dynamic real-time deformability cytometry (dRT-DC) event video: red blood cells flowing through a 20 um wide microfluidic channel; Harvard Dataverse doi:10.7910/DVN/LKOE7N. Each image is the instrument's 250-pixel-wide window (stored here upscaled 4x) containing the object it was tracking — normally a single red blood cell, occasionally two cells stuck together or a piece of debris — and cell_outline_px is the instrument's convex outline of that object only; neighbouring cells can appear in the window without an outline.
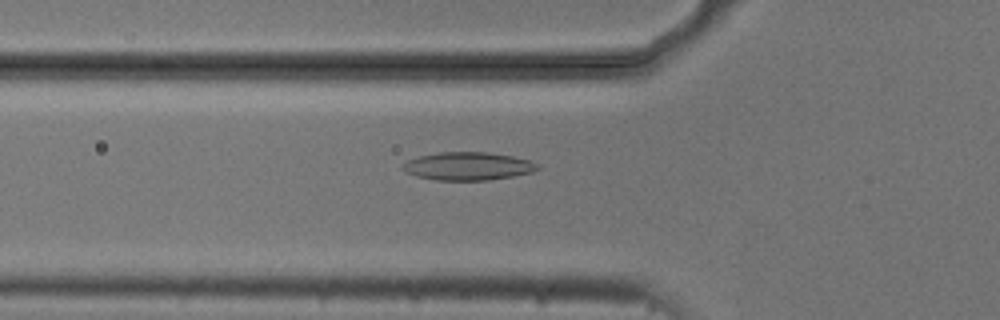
{"species": "common noctule bat (a hibernating species)", "species_latin": "Nyctalus noctula", "temperature_condition": "cold", "stored_images_in_passage": 49, "camera_frame_rate_fps": 3000, "um_per_image_px": 0.085, "animal": {"sex": "male", "body_mass_g": 20.5, "forearm_length_mm": 52.5}, "frame": {"image": 1, "passage_image": 14, "time_ms": 4.333, "image_size_px": [1000, 320], "cell_outline_px": [[540, 168], [532, 172], [512, 176], [488, 180], [436, 180], [416, 176], [404, 172], [400, 168], [400, 164], [408, 160], [420, 156], [440, 152], [488, 152], [512, 156], [532, 160], [540, 164]], "centroid_in_image_um": [39.77, 14.12], "position_along_channel_um": 86.0, "area_um2": 22.25}}
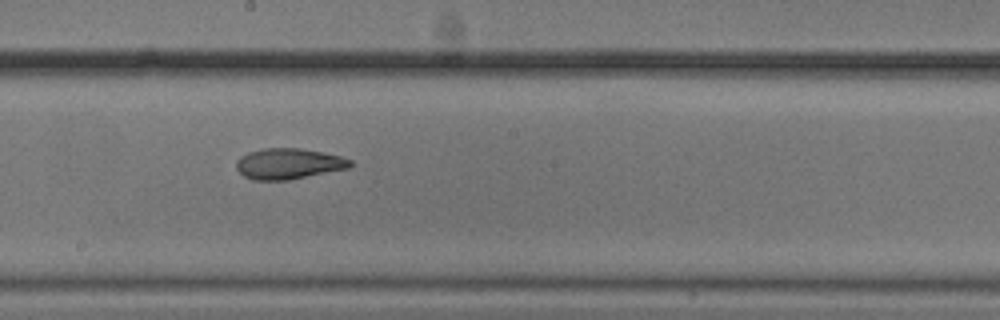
{"frame": {"image": 2, "passage_image": 25, "time_ms": 8.0, "image_size_px": [1000, 320], "cell_outline_px": [[352, 168], [288, 180], [252, 180], [244, 176], [236, 168], [236, 160], [240, 156], [248, 152], [264, 148], [300, 148], [324, 152], [340, 156], [352, 160]], "centroid_in_image_um": [24.55, 13.92], "position_along_channel_um": 223.7, "area_um2": 20.69}}
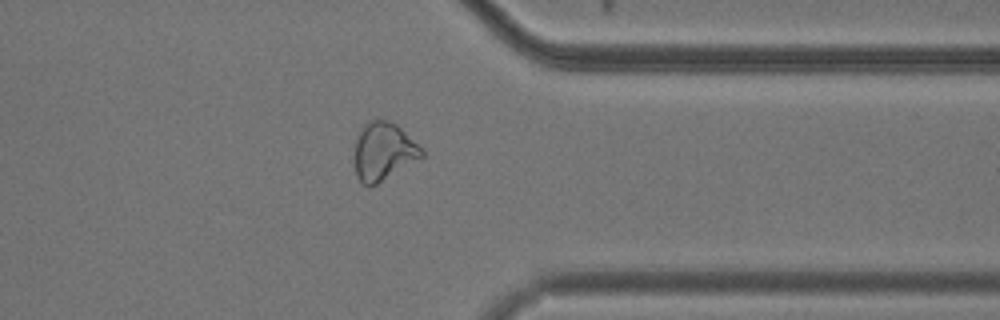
{"frame": {"image": 3, "passage_image": 38, "time_ms": 12.333, "image_size_px": [1000, 320], "cell_outline_px": [[424, 156], [376, 184], [368, 188], [356, 176], [356, 140], [364, 124], [372, 120], [388, 120], [396, 124], [424, 152]], "centroid_in_image_um": [32.58, 12.88], "position_along_channel_um": 378.8, "area_um2": 21.96}}